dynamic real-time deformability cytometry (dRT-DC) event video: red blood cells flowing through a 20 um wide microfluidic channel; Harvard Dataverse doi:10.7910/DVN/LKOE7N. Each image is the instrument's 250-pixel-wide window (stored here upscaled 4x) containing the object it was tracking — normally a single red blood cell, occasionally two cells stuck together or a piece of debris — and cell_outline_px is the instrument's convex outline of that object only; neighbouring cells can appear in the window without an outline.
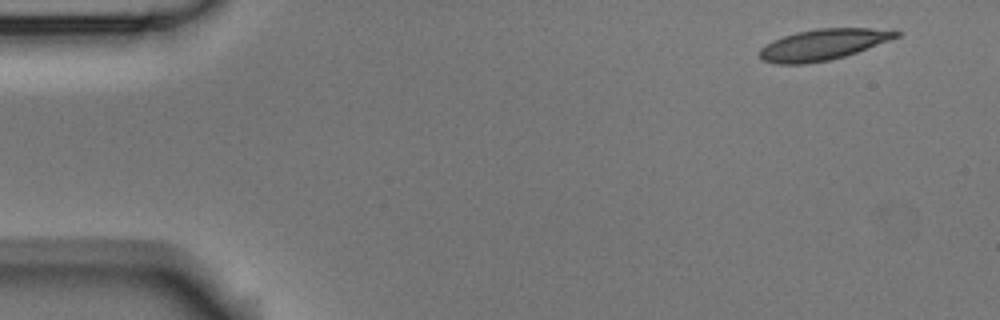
{"species": "Egyptian fruit bat (a non-hibernating species)", "species_latin": "Rousettus aegyptiacus", "temperature_condition": "room temperature", "stored_images_in_passage": 4, "camera_frame_rate_fps": 3000, "um_per_image_px": 0.085, "animal": {"sex": "male"}, "frame": {"image": 1, "passage_image": 1, "time_ms": 0.0, "image_size_px": [1000, 320], "cell_outline_px": [[900, 36], [856, 52], [844, 56], [828, 60], [804, 64], [776, 64], [764, 60], [760, 56], [760, 48], [772, 40], [796, 32], [816, 28], [872, 28], [900, 32]], "centroid_in_image_um": [69.92, 3.78], "position_along_channel_um": 15.1, "area_um2": 24.33}}